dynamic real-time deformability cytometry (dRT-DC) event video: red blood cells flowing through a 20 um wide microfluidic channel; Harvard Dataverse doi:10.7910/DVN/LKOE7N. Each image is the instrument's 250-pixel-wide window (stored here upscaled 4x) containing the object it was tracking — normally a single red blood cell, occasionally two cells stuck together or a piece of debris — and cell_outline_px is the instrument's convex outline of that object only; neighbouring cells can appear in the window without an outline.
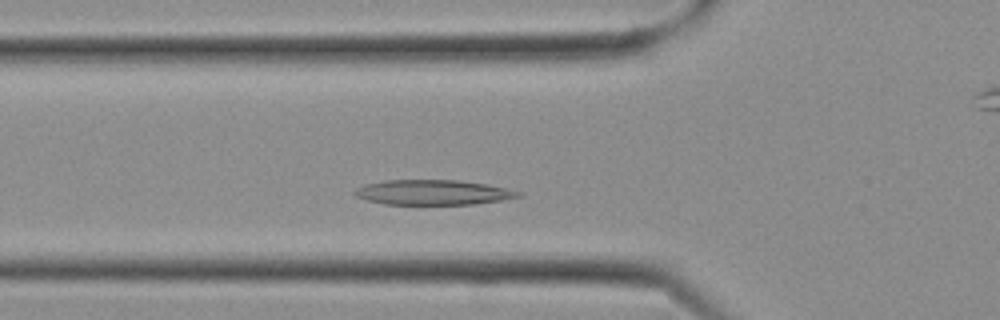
{"species": "Egyptian fruit bat (a non-hibernating species)", "species_latin": "Rousettus aegyptiacus", "temperature_condition": "cold", "stored_images_in_passage": 23, "camera_frame_rate_fps": 3000, "um_per_image_px": 0.085, "frame": {"image": 1, "passage_image": 4, "time_ms": 1.0, "image_size_px": [1000, 320], "cell_outline_px": [[520, 196], [500, 200], [472, 204], [384, 204], [368, 200], [356, 196], [352, 192], [356, 188], [364, 184], [384, 180], [460, 180], [484, 184], [504, 188], [520, 192]], "centroid_in_image_um": [36.72, 16.34], "position_along_channel_um": 89.1, "area_um2": 23.52}}
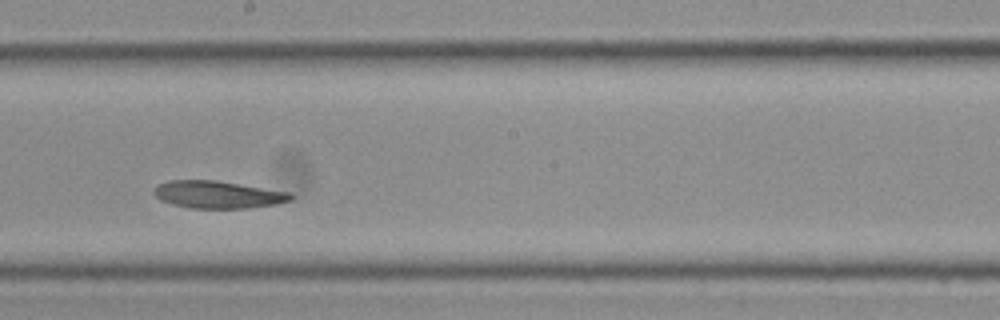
{"frame": {"image": 2, "passage_image": 10, "time_ms": 3.0, "image_size_px": [1000, 320], "cell_outline_px": [[292, 200], [276, 204], [252, 208], [192, 208], [172, 204], [160, 200], [152, 192], [160, 184], [168, 180], [216, 180], [292, 192]], "centroid_in_image_um": [18.56, 16.54], "position_along_channel_um": 229.6, "area_um2": 21.91}}
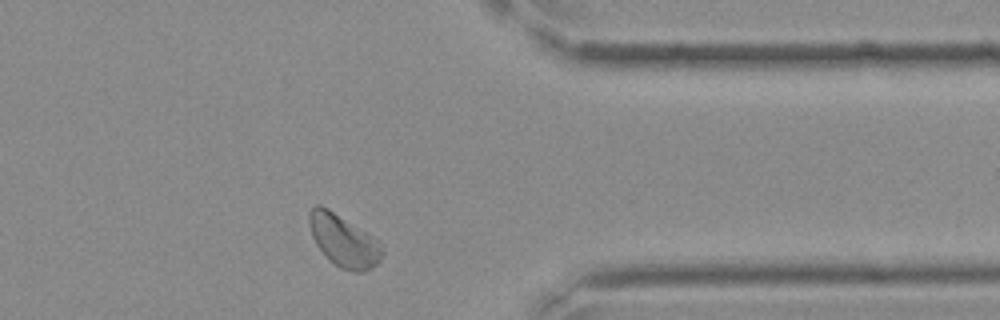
{"frame": {"image": 3, "passage_image": 17, "time_ms": 5.333, "image_size_px": [1000, 320], "cell_outline_px": [[384, 256], [372, 268], [364, 272], [356, 272], [340, 268], [316, 244], [312, 236], [308, 224], [308, 212], [312, 204], [320, 204], [328, 208], [368, 232], [380, 240], [384, 252]], "centroid_in_image_um": [29.23, 20.42], "position_along_channel_um": 382.2, "area_um2": 22.37}}